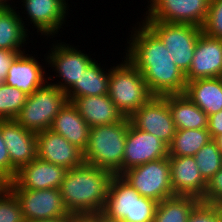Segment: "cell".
Masks as SVG:
<instances>
[{"mask_svg":"<svg viewBox=\"0 0 222 222\" xmlns=\"http://www.w3.org/2000/svg\"><path fill=\"white\" fill-rule=\"evenodd\" d=\"M68 222H94L92 214H69Z\"/></svg>","mask_w":222,"mask_h":222,"instance_id":"obj_38","label":"cell"},{"mask_svg":"<svg viewBox=\"0 0 222 222\" xmlns=\"http://www.w3.org/2000/svg\"><path fill=\"white\" fill-rule=\"evenodd\" d=\"M6 187L17 198L26 222L55 219L69 214L60 189H18L11 181Z\"/></svg>","mask_w":222,"mask_h":222,"instance_id":"obj_11","label":"cell"},{"mask_svg":"<svg viewBox=\"0 0 222 222\" xmlns=\"http://www.w3.org/2000/svg\"><path fill=\"white\" fill-rule=\"evenodd\" d=\"M187 222H222V208L200 201L191 211Z\"/></svg>","mask_w":222,"mask_h":222,"instance_id":"obj_33","label":"cell"},{"mask_svg":"<svg viewBox=\"0 0 222 222\" xmlns=\"http://www.w3.org/2000/svg\"><path fill=\"white\" fill-rule=\"evenodd\" d=\"M32 55L20 53L11 63L7 77L3 81L8 86L20 89L27 96L48 82L44 65Z\"/></svg>","mask_w":222,"mask_h":222,"instance_id":"obj_20","label":"cell"},{"mask_svg":"<svg viewBox=\"0 0 222 222\" xmlns=\"http://www.w3.org/2000/svg\"><path fill=\"white\" fill-rule=\"evenodd\" d=\"M9 1H11V0H0V8H12L13 7L12 3L15 1H12V2H9Z\"/></svg>","mask_w":222,"mask_h":222,"instance_id":"obj_41","label":"cell"},{"mask_svg":"<svg viewBox=\"0 0 222 222\" xmlns=\"http://www.w3.org/2000/svg\"><path fill=\"white\" fill-rule=\"evenodd\" d=\"M94 222H120V221L110 219L103 212H97L94 213Z\"/></svg>","mask_w":222,"mask_h":222,"instance_id":"obj_39","label":"cell"},{"mask_svg":"<svg viewBox=\"0 0 222 222\" xmlns=\"http://www.w3.org/2000/svg\"><path fill=\"white\" fill-rule=\"evenodd\" d=\"M71 103L90 127L118 123L125 118L108 94L76 97Z\"/></svg>","mask_w":222,"mask_h":222,"instance_id":"obj_21","label":"cell"},{"mask_svg":"<svg viewBox=\"0 0 222 222\" xmlns=\"http://www.w3.org/2000/svg\"><path fill=\"white\" fill-rule=\"evenodd\" d=\"M200 201L215 205L222 203V168L207 182L206 191Z\"/></svg>","mask_w":222,"mask_h":222,"instance_id":"obj_34","label":"cell"},{"mask_svg":"<svg viewBox=\"0 0 222 222\" xmlns=\"http://www.w3.org/2000/svg\"><path fill=\"white\" fill-rule=\"evenodd\" d=\"M194 158L201 175L207 182L222 168V152L215 139L207 142Z\"/></svg>","mask_w":222,"mask_h":222,"instance_id":"obj_29","label":"cell"},{"mask_svg":"<svg viewBox=\"0 0 222 222\" xmlns=\"http://www.w3.org/2000/svg\"><path fill=\"white\" fill-rule=\"evenodd\" d=\"M101 66L103 67L101 62L98 64V61L95 59L83 71L79 80L66 92L69 102H72L76 97L108 94L111 67L107 69Z\"/></svg>","mask_w":222,"mask_h":222,"instance_id":"obj_24","label":"cell"},{"mask_svg":"<svg viewBox=\"0 0 222 222\" xmlns=\"http://www.w3.org/2000/svg\"><path fill=\"white\" fill-rule=\"evenodd\" d=\"M127 38L125 57L140 71L153 96L184 94L186 79L160 38L141 20ZM127 51V52H126Z\"/></svg>","mask_w":222,"mask_h":222,"instance_id":"obj_1","label":"cell"},{"mask_svg":"<svg viewBox=\"0 0 222 222\" xmlns=\"http://www.w3.org/2000/svg\"><path fill=\"white\" fill-rule=\"evenodd\" d=\"M37 158L67 170L84 163L83 152L63 136L46 129L36 133Z\"/></svg>","mask_w":222,"mask_h":222,"instance_id":"obj_15","label":"cell"},{"mask_svg":"<svg viewBox=\"0 0 222 222\" xmlns=\"http://www.w3.org/2000/svg\"><path fill=\"white\" fill-rule=\"evenodd\" d=\"M129 121L133 127L156 136L167 145L177 130L167 104V95L153 96L129 117Z\"/></svg>","mask_w":222,"mask_h":222,"instance_id":"obj_13","label":"cell"},{"mask_svg":"<svg viewBox=\"0 0 222 222\" xmlns=\"http://www.w3.org/2000/svg\"><path fill=\"white\" fill-rule=\"evenodd\" d=\"M142 21L191 24L198 27L205 23L210 0H147Z\"/></svg>","mask_w":222,"mask_h":222,"instance_id":"obj_10","label":"cell"},{"mask_svg":"<svg viewBox=\"0 0 222 222\" xmlns=\"http://www.w3.org/2000/svg\"><path fill=\"white\" fill-rule=\"evenodd\" d=\"M67 102L66 92L47 82L27 96L24 106L14 120L35 133L50 129L54 118Z\"/></svg>","mask_w":222,"mask_h":222,"instance_id":"obj_6","label":"cell"},{"mask_svg":"<svg viewBox=\"0 0 222 222\" xmlns=\"http://www.w3.org/2000/svg\"><path fill=\"white\" fill-rule=\"evenodd\" d=\"M0 222H26L17 198L7 187L0 192Z\"/></svg>","mask_w":222,"mask_h":222,"instance_id":"obj_31","label":"cell"},{"mask_svg":"<svg viewBox=\"0 0 222 222\" xmlns=\"http://www.w3.org/2000/svg\"><path fill=\"white\" fill-rule=\"evenodd\" d=\"M215 141L217 142L218 147H219V149H220L221 152H222V135H219V136L215 139Z\"/></svg>","mask_w":222,"mask_h":222,"instance_id":"obj_42","label":"cell"},{"mask_svg":"<svg viewBox=\"0 0 222 222\" xmlns=\"http://www.w3.org/2000/svg\"><path fill=\"white\" fill-rule=\"evenodd\" d=\"M185 96L208 116L222 110V77L186 81Z\"/></svg>","mask_w":222,"mask_h":222,"instance_id":"obj_23","label":"cell"},{"mask_svg":"<svg viewBox=\"0 0 222 222\" xmlns=\"http://www.w3.org/2000/svg\"><path fill=\"white\" fill-rule=\"evenodd\" d=\"M50 129L63 136L69 143L85 151L90 133V126L80 116L76 107L67 102L54 118Z\"/></svg>","mask_w":222,"mask_h":222,"instance_id":"obj_22","label":"cell"},{"mask_svg":"<svg viewBox=\"0 0 222 222\" xmlns=\"http://www.w3.org/2000/svg\"><path fill=\"white\" fill-rule=\"evenodd\" d=\"M121 59L120 64L111 66L108 95L123 116L129 118L153 95L140 71L124 55Z\"/></svg>","mask_w":222,"mask_h":222,"instance_id":"obj_4","label":"cell"},{"mask_svg":"<svg viewBox=\"0 0 222 222\" xmlns=\"http://www.w3.org/2000/svg\"><path fill=\"white\" fill-rule=\"evenodd\" d=\"M67 171L62 166L36 158L27 165H23L11 182L18 189H60Z\"/></svg>","mask_w":222,"mask_h":222,"instance_id":"obj_18","label":"cell"},{"mask_svg":"<svg viewBox=\"0 0 222 222\" xmlns=\"http://www.w3.org/2000/svg\"><path fill=\"white\" fill-rule=\"evenodd\" d=\"M200 202L191 196H173L157 204L153 222H187L193 208Z\"/></svg>","mask_w":222,"mask_h":222,"instance_id":"obj_27","label":"cell"},{"mask_svg":"<svg viewBox=\"0 0 222 222\" xmlns=\"http://www.w3.org/2000/svg\"><path fill=\"white\" fill-rule=\"evenodd\" d=\"M174 196H191L201 200L207 181L201 175L194 156H168Z\"/></svg>","mask_w":222,"mask_h":222,"instance_id":"obj_16","label":"cell"},{"mask_svg":"<svg viewBox=\"0 0 222 222\" xmlns=\"http://www.w3.org/2000/svg\"><path fill=\"white\" fill-rule=\"evenodd\" d=\"M26 51H8L0 49V80L3 82L8 73V69L11 66L13 60L20 54Z\"/></svg>","mask_w":222,"mask_h":222,"instance_id":"obj_36","label":"cell"},{"mask_svg":"<svg viewBox=\"0 0 222 222\" xmlns=\"http://www.w3.org/2000/svg\"><path fill=\"white\" fill-rule=\"evenodd\" d=\"M167 104L177 130L207 129L208 115L185 94L167 95Z\"/></svg>","mask_w":222,"mask_h":222,"instance_id":"obj_26","label":"cell"},{"mask_svg":"<svg viewBox=\"0 0 222 222\" xmlns=\"http://www.w3.org/2000/svg\"><path fill=\"white\" fill-rule=\"evenodd\" d=\"M207 129L211 139H216L219 135H222V110L208 116Z\"/></svg>","mask_w":222,"mask_h":222,"instance_id":"obj_37","label":"cell"},{"mask_svg":"<svg viewBox=\"0 0 222 222\" xmlns=\"http://www.w3.org/2000/svg\"><path fill=\"white\" fill-rule=\"evenodd\" d=\"M120 176L141 196L158 203L174 196L168 157L130 168Z\"/></svg>","mask_w":222,"mask_h":222,"instance_id":"obj_8","label":"cell"},{"mask_svg":"<svg viewBox=\"0 0 222 222\" xmlns=\"http://www.w3.org/2000/svg\"><path fill=\"white\" fill-rule=\"evenodd\" d=\"M163 42L176 66L189 71L202 28L191 24L143 21Z\"/></svg>","mask_w":222,"mask_h":222,"instance_id":"obj_7","label":"cell"},{"mask_svg":"<svg viewBox=\"0 0 222 222\" xmlns=\"http://www.w3.org/2000/svg\"><path fill=\"white\" fill-rule=\"evenodd\" d=\"M27 95L17 89L6 85H0V120L15 119L25 104Z\"/></svg>","mask_w":222,"mask_h":222,"instance_id":"obj_30","label":"cell"},{"mask_svg":"<svg viewBox=\"0 0 222 222\" xmlns=\"http://www.w3.org/2000/svg\"><path fill=\"white\" fill-rule=\"evenodd\" d=\"M202 32L210 37L222 39V0H210Z\"/></svg>","mask_w":222,"mask_h":222,"instance_id":"obj_32","label":"cell"},{"mask_svg":"<svg viewBox=\"0 0 222 222\" xmlns=\"http://www.w3.org/2000/svg\"><path fill=\"white\" fill-rule=\"evenodd\" d=\"M114 175L83 163L67 171L60 192L69 214L102 212Z\"/></svg>","mask_w":222,"mask_h":222,"instance_id":"obj_2","label":"cell"},{"mask_svg":"<svg viewBox=\"0 0 222 222\" xmlns=\"http://www.w3.org/2000/svg\"><path fill=\"white\" fill-rule=\"evenodd\" d=\"M6 182L0 177V192L6 187Z\"/></svg>","mask_w":222,"mask_h":222,"instance_id":"obj_43","label":"cell"},{"mask_svg":"<svg viewBox=\"0 0 222 222\" xmlns=\"http://www.w3.org/2000/svg\"><path fill=\"white\" fill-rule=\"evenodd\" d=\"M128 128L129 118L126 117L118 123L90 127L88 145L83 152L84 162L121 175Z\"/></svg>","mask_w":222,"mask_h":222,"instance_id":"obj_3","label":"cell"},{"mask_svg":"<svg viewBox=\"0 0 222 222\" xmlns=\"http://www.w3.org/2000/svg\"><path fill=\"white\" fill-rule=\"evenodd\" d=\"M14 8H0V49L25 51L23 48L27 47L26 41L30 40L31 33L26 30L21 20L22 15L16 10L18 7Z\"/></svg>","mask_w":222,"mask_h":222,"instance_id":"obj_25","label":"cell"},{"mask_svg":"<svg viewBox=\"0 0 222 222\" xmlns=\"http://www.w3.org/2000/svg\"><path fill=\"white\" fill-rule=\"evenodd\" d=\"M17 174V170L12 166L9 152L1 133L0 120V177L6 182L12 181Z\"/></svg>","mask_w":222,"mask_h":222,"instance_id":"obj_35","label":"cell"},{"mask_svg":"<svg viewBox=\"0 0 222 222\" xmlns=\"http://www.w3.org/2000/svg\"><path fill=\"white\" fill-rule=\"evenodd\" d=\"M222 77V39H217L201 32L186 81L200 78Z\"/></svg>","mask_w":222,"mask_h":222,"instance_id":"obj_17","label":"cell"},{"mask_svg":"<svg viewBox=\"0 0 222 222\" xmlns=\"http://www.w3.org/2000/svg\"><path fill=\"white\" fill-rule=\"evenodd\" d=\"M168 156L167 144L156 136L133 127L129 121L121 174L130 168Z\"/></svg>","mask_w":222,"mask_h":222,"instance_id":"obj_14","label":"cell"},{"mask_svg":"<svg viewBox=\"0 0 222 222\" xmlns=\"http://www.w3.org/2000/svg\"><path fill=\"white\" fill-rule=\"evenodd\" d=\"M56 41H54L55 43H52L51 47H49L50 49L44 55L43 60L46 61L45 65L48 63L47 67H51L52 71L57 73L54 75L60 80L54 82L52 79L55 77H52L49 74L48 83L67 92L74 83L79 80L83 71L86 70L95 59L91 58L89 54L85 53V51H81L74 45L59 42L58 40ZM50 81H53L54 83H51Z\"/></svg>","mask_w":222,"mask_h":222,"instance_id":"obj_9","label":"cell"},{"mask_svg":"<svg viewBox=\"0 0 222 222\" xmlns=\"http://www.w3.org/2000/svg\"><path fill=\"white\" fill-rule=\"evenodd\" d=\"M1 133L12 166L18 171L37 158L36 133L23 128L16 120H1Z\"/></svg>","mask_w":222,"mask_h":222,"instance_id":"obj_19","label":"cell"},{"mask_svg":"<svg viewBox=\"0 0 222 222\" xmlns=\"http://www.w3.org/2000/svg\"><path fill=\"white\" fill-rule=\"evenodd\" d=\"M24 8L23 14H27L26 17H21V20L26 28V30L30 33L26 25L29 23L36 29L38 35L48 37L54 41L53 37L57 34L59 30L66 24V15H68L69 5L66 0H20ZM67 10V11H66ZM30 20L28 24L26 21ZM26 20V21H23ZM63 25V26H62ZM41 33V34H40ZM51 36V37H50Z\"/></svg>","mask_w":222,"mask_h":222,"instance_id":"obj_12","label":"cell"},{"mask_svg":"<svg viewBox=\"0 0 222 222\" xmlns=\"http://www.w3.org/2000/svg\"><path fill=\"white\" fill-rule=\"evenodd\" d=\"M158 202L141 196L120 175H114L102 212L120 222H153Z\"/></svg>","mask_w":222,"mask_h":222,"instance_id":"obj_5","label":"cell"},{"mask_svg":"<svg viewBox=\"0 0 222 222\" xmlns=\"http://www.w3.org/2000/svg\"><path fill=\"white\" fill-rule=\"evenodd\" d=\"M69 214L55 218V219H49V220H36V221H28V222H68Z\"/></svg>","mask_w":222,"mask_h":222,"instance_id":"obj_40","label":"cell"},{"mask_svg":"<svg viewBox=\"0 0 222 222\" xmlns=\"http://www.w3.org/2000/svg\"><path fill=\"white\" fill-rule=\"evenodd\" d=\"M210 140L208 129L176 130L168 145L169 156H194Z\"/></svg>","mask_w":222,"mask_h":222,"instance_id":"obj_28","label":"cell"}]
</instances>
